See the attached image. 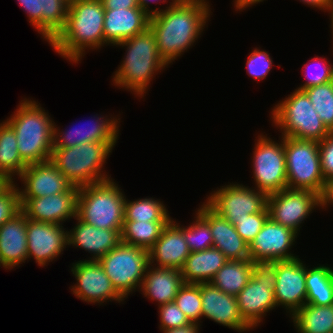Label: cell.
<instances>
[{
  "label": "cell",
  "instance_id": "25",
  "mask_svg": "<svg viewBox=\"0 0 333 333\" xmlns=\"http://www.w3.org/2000/svg\"><path fill=\"white\" fill-rule=\"evenodd\" d=\"M27 218L20 211L0 226V266L13 269L28 261Z\"/></svg>",
  "mask_w": 333,
  "mask_h": 333
},
{
  "label": "cell",
  "instance_id": "15",
  "mask_svg": "<svg viewBox=\"0 0 333 333\" xmlns=\"http://www.w3.org/2000/svg\"><path fill=\"white\" fill-rule=\"evenodd\" d=\"M300 258L276 261V306H283L290 317L306 304V265Z\"/></svg>",
  "mask_w": 333,
  "mask_h": 333
},
{
  "label": "cell",
  "instance_id": "26",
  "mask_svg": "<svg viewBox=\"0 0 333 333\" xmlns=\"http://www.w3.org/2000/svg\"><path fill=\"white\" fill-rule=\"evenodd\" d=\"M150 15L142 8L105 10V45L116 46L149 27Z\"/></svg>",
  "mask_w": 333,
  "mask_h": 333
},
{
  "label": "cell",
  "instance_id": "2",
  "mask_svg": "<svg viewBox=\"0 0 333 333\" xmlns=\"http://www.w3.org/2000/svg\"><path fill=\"white\" fill-rule=\"evenodd\" d=\"M104 17L101 0H75L69 4L64 28L49 44L62 58L78 63L86 49L104 47Z\"/></svg>",
  "mask_w": 333,
  "mask_h": 333
},
{
  "label": "cell",
  "instance_id": "31",
  "mask_svg": "<svg viewBox=\"0 0 333 333\" xmlns=\"http://www.w3.org/2000/svg\"><path fill=\"white\" fill-rule=\"evenodd\" d=\"M291 319L299 333H333V305L317 306L306 303Z\"/></svg>",
  "mask_w": 333,
  "mask_h": 333
},
{
  "label": "cell",
  "instance_id": "48",
  "mask_svg": "<svg viewBox=\"0 0 333 333\" xmlns=\"http://www.w3.org/2000/svg\"><path fill=\"white\" fill-rule=\"evenodd\" d=\"M264 0H234L235 11H243L252 5H256Z\"/></svg>",
  "mask_w": 333,
  "mask_h": 333
},
{
  "label": "cell",
  "instance_id": "20",
  "mask_svg": "<svg viewBox=\"0 0 333 333\" xmlns=\"http://www.w3.org/2000/svg\"><path fill=\"white\" fill-rule=\"evenodd\" d=\"M198 286L203 318L211 319L238 332L252 330L240 315L236 296L224 293L210 282L198 283Z\"/></svg>",
  "mask_w": 333,
  "mask_h": 333
},
{
  "label": "cell",
  "instance_id": "40",
  "mask_svg": "<svg viewBox=\"0 0 333 333\" xmlns=\"http://www.w3.org/2000/svg\"><path fill=\"white\" fill-rule=\"evenodd\" d=\"M273 68V60L268 51L260 50L258 47L250 53L246 61L247 74L254 80H262L267 77Z\"/></svg>",
  "mask_w": 333,
  "mask_h": 333
},
{
  "label": "cell",
  "instance_id": "49",
  "mask_svg": "<svg viewBox=\"0 0 333 333\" xmlns=\"http://www.w3.org/2000/svg\"><path fill=\"white\" fill-rule=\"evenodd\" d=\"M139 1V4H140V7L148 14V15H150V16H153V15H155V14H157V13H160V12H162L164 9H159V8H154V9H150V3L152 2V1H159V0H138ZM150 2V3H149Z\"/></svg>",
  "mask_w": 333,
  "mask_h": 333
},
{
  "label": "cell",
  "instance_id": "45",
  "mask_svg": "<svg viewBox=\"0 0 333 333\" xmlns=\"http://www.w3.org/2000/svg\"><path fill=\"white\" fill-rule=\"evenodd\" d=\"M105 10L141 8L138 0H101Z\"/></svg>",
  "mask_w": 333,
  "mask_h": 333
},
{
  "label": "cell",
  "instance_id": "37",
  "mask_svg": "<svg viewBox=\"0 0 333 333\" xmlns=\"http://www.w3.org/2000/svg\"><path fill=\"white\" fill-rule=\"evenodd\" d=\"M174 302L191 323H201L202 306L198 284L184 283L174 298Z\"/></svg>",
  "mask_w": 333,
  "mask_h": 333
},
{
  "label": "cell",
  "instance_id": "29",
  "mask_svg": "<svg viewBox=\"0 0 333 333\" xmlns=\"http://www.w3.org/2000/svg\"><path fill=\"white\" fill-rule=\"evenodd\" d=\"M228 260L217 248H209L190 255L180 269L185 283H208Z\"/></svg>",
  "mask_w": 333,
  "mask_h": 333
},
{
  "label": "cell",
  "instance_id": "1",
  "mask_svg": "<svg viewBox=\"0 0 333 333\" xmlns=\"http://www.w3.org/2000/svg\"><path fill=\"white\" fill-rule=\"evenodd\" d=\"M169 3L162 12L150 16L149 22L158 51L168 65L201 37L212 13L207 0Z\"/></svg>",
  "mask_w": 333,
  "mask_h": 333
},
{
  "label": "cell",
  "instance_id": "3",
  "mask_svg": "<svg viewBox=\"0 0 333 333\" xmlns=\"http://www.w3.org/2000/svg\"><path fill=\"white\" fill-rule=\"evenodd\" d=\"M118 46L126 47V53L121 65L114 72L113 84L143 98L156 74L168 68L158 51L154 34L148 27L145 31L118 43L116 47Z\"/></svg>",
  "mask_w": 333,
  "mask_h": 333
},
{
  "label": "cell",
  "instance_id": "51",
  "mask_svg": "<svg viewBox=\"0 0 333 333\" xmlns=\"http://www.w3.org/2000/svg\"><path fill=\"white\" fill-rule=\"evenodd\" d=\"M322 201H323V209L327 208L329 204L333 205V181L328 184L327 192Z\"/></svg>",
  "mask_w": 333,
  "mask_h": 333
},
{
  "label": "cell",
  "instance_id": "21",
  "mask_svg": "<svg viewBox=\"0 0 333 333\" xmlns=\"http://www.w3.org/2000/svg\"><path fill=\"white\" fill-rule=\"evenodd\" d=\"M93 117V121L86 124L87 126L73 127L70 128L71 130L61 131L54 124L53 147H73L86 142H117L120 118H109L104 115L100 117L94 115Z\"/></svg>",
  "mask_w": 333,
  "mask_h": 333
},
{
  "label": "cell",
  "instance_id": "34",
  "mask_svg": "<svg viewBox=\"0 0 333 333\" xmlns=\"http://www.w3.org/2000/svg\"><path fill=\"white\" fill-rule=\"evenodd\" d=\"M169 221H124L121 242L149 250Z\"/></svg>",
  "mask_w": 333,
  "mask_h": 333
},
{
  "label": "cell",
  "instance_id": "11",
  "mask_svg": "<svg viewBox=\"0 0 333 333\" xmlns=\"http://www.w3.org/2000/svg\"><path fill=\"white\" fill-rule=\"evenodd\" d=\"M279 143L267 134L258 135L252 159L255 189L267 195L287 188L284 137Z\"/></svg>",
  "mask_w": 333,
  "mask_h": 333
},
{
  "label": "cell",
  "instance_id": "6",
  "mask_svg": "<svg viewBox=\"0 0 333 333\" xmlns=\"http://www.w3.org/2000/svg\"><path fill=\"white\" fill-rule=\"evenodd\" d=\"M113 178L79 187L77 217L97 228L122 232L126 196Z\"/></svg>",
  "mask_w": 333,
  "mask_h": 333
},
{
  "label": "cell",
  "instance_id": "17",
  "mask_svg": "<svg viewBox=\"0 0 333 333\" xmlns=\"http://www.w3.org/2000/svg\"><path fill=\"white\" fill-rule=\"evenodd\" d=\"M28 259H35L40 267L63 254L68 246V230L61 224L37 222L27 218Z\"/></svg>",
  "mask_w": 333,
  "mask_h": 333
},
{
  "label": "cell",
  "instance_id": "28",
  "mask_svg": "<svg viewBox=\"0 0 333 333\" xmlns=\"http://www.w3.org/2000/svg\"><path fill=\"white\" fill-rule=\"evenodd\" d=\"M184 283L179 269L149 265L139 292L161 306L173 302Z\"/></svg>",
  "mask_w": 333,
  "mask_h": 333
},
{
  "label": "cell",
  "instance_id": "50",
  "mask_svg": "<svg viewBox=\"0 0 333 333\" xmlns=\"http://www.w3.org/2000/svg\"><path fill=\"white\" fill-rule=\"evenodd\" d=\"M13 183L14 181L5 173L0 172V195H2Z\"/></svg>",
  "mask_w": 333,
  "mask_h": 333
},
{
  "label": "cell",
  "instance_id": "35",
  "mask_svg": "<svg viewBox=\"0 0 333 333\" xmlns=\"http://www.w3.org/2000/svg\"><path fill=\"white\" fill-rule=\"evenodd\" d=\"M172 218L160 199L152 198L125 199L124 221H170Z\"/></svg>",
  "mask_w": 333,
  "mask_h": 333
},
{
  "label": "cell",
  "instance_id": "38",
  "mask_svg": "<svg viewBox=\"0 0 333 333\" xmlns=\"http://www.w3.org/2000/svg\"><path fill=\"white\" fill-rule=\"evenodd\" d=\"M195 221L183 226V236L190 252H199L213 247V237L209 224L196 212Z\"/></svg>",
  "mask_w": 333,
  "mask_h": 333
},
{
  "label": "cell",
  "instance_id": "43",
  "mask_svg": "<svg viewBox=\"0 0 333 333\" xmlns=\"http://www.w3.org/2000/svg\"><path fill=\"white\" fill-rule=\"evenodd\" d=\"M14 182L0 195V226L21 211L18 185Z\"/></svg>",
  "mask_w": 333,
  "mask_h": 333
},
{
  "label": "cell",
  "instance_id": "27",
  "mask_svg": "<svg viewBox=\"0 0 333 333\" xmlns=\"http://www.w3.org/2000/svg\"><path fill=\"white\" fill-rule=\"evenodd\" d=\"M74 228L68 231V245L81 248L92 257L88 260L98 261L101 257L121 243L118 230L101 229L82 222L78 217Z\"/></svg>",
  "mask_w": 333,
  "mask_h": 333
},
{
  "label": "cell",
  "instance_id": "19",
  "mask_svg": "<svg viewBox=\"0 0 333 333\" xmlns=\"http://www.w3.org/2000/svg\"><path fill=\"white\" fill-rule=\"evenodd\" d=\"M17 178L22 181L24 187H18L20 198H41L64 193L74 186L51 160L27 165Z\"/></svg>",
  "mask_w": 333,
  "mask_h": 333
},
{
  "label": "cell",
  "instance_id": "14",
  "mask_svg": "<svg viewBox=\"0 0 333 333\" xmlns=\"http://www.w3.org/2000/svg\"><path fill=\"white\" fill-rule=\"evenodd\" d=\"M72 266L71 272L76 284L69 289L80 300L100 305L111 300H115L116 303L125 300L115 290L99 261L83 259L73 263Z\"/></svg>",
  "mask_w": 333,
  "mask_h": 333
},
{
  "label": "cell",
  "instance_id": "23",
  "mask_svg": "<svg viewBox=\"0 0 333 333\" xmlns=\"http://www.w3.org/2000/svg\"><path fill=\"white\" fill-rule=\"evenodd\" d=\"M197 212L210 226L213 247L220 250L227 260H246L249 257V244L237 233L235 226L203 202Z\"/></svg>",
  "mask_w": 333,
  "mask_h": 333
},
{
  "label": "cell",
  "instance_id": "9",
  "mask_svg": "<svg viewBox=\"0 0 333 333\" xmlns=\"http://www.w3.org/2000/svg\"><path fill=\"white\" fill-rule=\"evenodd\" d=\"M252 277L236 296L243 320L253 329L275 309L276 261H253ZM265 314V315H264Z\"/></svg>",
  "mask_w": 333,
  "mask_h": 333
},
{
  "label": "cell",
  "instance_id": "33",
  "mask_svg": "<svg viewBox=\"0 0 333 333\" xmlns=\"http://www.w3.org/2000/svg\"><path fill=\"white\" fill-rule=\"evenodd\" d=\"M26 167L18 151L16 134L4 120L0 123V172L14 180L13 176L19 177Z\"/></svg>",
  "mask_w": 333,
  "mask_h": 333
},
{
  "label": "cell",
  "instance_id": "52",
  "mask_svg": "<svg viewBox=\"0 0 333 333\" xmlns=\"http://www.w3.org/2000/svg\"><path fill=\"white\" fill-rule=\"evenodd\" d=\"M328 12H329V14H330L329 17L331 18V22H330L331 25H330V26H331V28H332V30H331L332 32H331V33H332V36H333V0L331 1V5H330V8H329V11H328ZM332 39H333V38H332Z\"/></svg>",
  "mask_w": 333,
  "mask_h": 333
},
{
  "label": "cell",
  "instance_id": "18",
  "mask_svg": "<svg viewBox=\"0 0 333 333\" xmlns=\"http://www.w3.org/2000/svg\"><path fill=\"white\" fill-rule=\"evenodd\" d=\"M78 190L79 187L73 186L64 193L41 198H20L21 211L30 220L62 225L77 217Z\"/></svg>",
  "mask_w": 333,
  "mask_h": 333
},
{
  "label": "cell",
  "instance_id": "5",
  "mask_svg": "<svg viewBox=\"0 0 333 333\" xmlns=\"http://www.w3.org/2000/svg\"><path fill=\"white\" fill-rule=\"evenodd\" d=\"M117 142H86L73 147H53L51 161L74 186L111 179L102 169Z\"/></svg>",
  "mask_w": 333,
  "mask_h": 333
},
{
  "label": "cell",
  "instance_id": "12",
  "mask_svg": "<svg viewBox=\"0 0 333 333\" xmlns=\"http://www.w3.org/2000/svg\"><path fill=\"white\" fill-rule=\"evenodd\" d=\"M206 203L232 225L250 214L268 211V195L237 182L224 185L206 197Z\"/></svg>",
  "mask_w": 333,
  "mask_h": 333
},
{
  "label": "cell",
  "instance_id": "46",
  "mask_svg": "<svg viewBox=\"0 0 333 333\" xmlns=\"http://www.w3.org/2000/svg\"><path fill=\"white\" fill-rule=\"evenodd\" d=\"M201 324L191 323L184 327L164 330L163 333H199Z\"/></svg>",
  "mask_w": 333,
  "mask_h": 333
},
{
  "label": "cell",
  "instance_id": "24",
  "mask_svg": "<svg viewBox=\"0 0 333 333\" xmlns=\"http://www.w3.org/2000/svg\"><path fill=\"white\" fill-rule=\"evenodd\" d=\"M148 254L151 266L171 267L180 270L190 255V250L183 236L182 225H179L172 218L162 230L160 237L148 250Z\"/></svg>",
  "mask_w": 333,
  "mask_h": 333
},
{
  "label": "cell",
  "instance_id": "44",
  "mask_svg": "<svg viewBox=\"0 0 333 333\" xmlns=\"http://www.w3.org/2000/svg\"><path fill=\"white\" fill-rule=\"evenodd\" d=\"M321 172L325 181L329 184L333 181V131L318 142Z\"/></svg>",
  "mask_w": 333,
  "mask_h": 333
},
{
  "label": "cell",
  "instance_id": "4",
  "mask_svg": "<svg viewBox=\"0 0 333 333\" xmlns=\"http://www.w3.org/2000/svg\"><path fill=\"white\" fill-rule=\"evenodd\" d=\"M34 100H21L14 114L5 120L16 134L22 160L35 164L51 159L55 122Z\"/></svg>",
  "mask_w": 333,
  "mask_h": 333
},
{
  "label": "cell",
  "instance_id": "8",
  "mask_svg": "<svg viewBox=\"0 0 333 333\" xmlns=\"http://www.w3.org/2000/svg\"><path fill=\"white\" fill-rule=\"evenodd\" d=\"M287 188L309 190L324 198L328 183L321 172L317 141L284 137Z\"/></svg>",
  "mask_w": 333,
  "mask_h": 333
},
{
  "label": "cell",
  "instance_id": "7",
  "mask_svg": "<svg viewBox=\"0 0 333 333\" xmlns=\"http://www.w3.org/2000/svg\"><path fill=\"white\" fill-rule=\"evenodd\" d=\"M270 119L282 137L320 142L330 133L303 90L295 89L280 100L273 107Z\"/></svg>",
  "mask_w": 333,
  "mask_h": 333
},
{
  "label": "cell",
  "instance_id": "42",
  "mask_svg": "<svg viewBox=\"0 0 333 333\" xmlns=\"http://www.w3.org/2000/svg\"><path fill=\"white\" fill-rule=\"evenodd\" d=\"M160 317V330H169L178 327H184L191 324L189 319L183 313V311L175 304V302H169L167 304L158 306Z\"/></svg>",
  "mask_w": 333,
  "mask_h": 333
},
{
  "label": "cell",
  "instance_id": "41",
  "mask_svg": "<svg viewBox=\"0 0 333 333\" xmlns=\"http://www.w3.org/2000/svg\"><path fill=\"white\" fill-rule=\"evenodd\" d=\"M269 218L268 211L250 214L247 217L238 220L234 225L237 233L248 244L256 237L262 229L264 223Z\"/></svg>",
  "mask_w": 333,
  "mask_h": 333
},
{
  "label": "cell",
  "instance_id": "22",
  "mask_svg": "<svg viewBox=\"0 0 333 333\" xmlns=\"http://www.w3.org/2000/svg\"><path fill=\"white\" fill-rule=\"evenodd\" d=\"M30 24L51 42L64 28L69 4L64 0H17Z\"/></svg>",
  "mask_w": 333,
  "mask_h": 333
},
{
  "label": "cell",
  "instance_id": "53",
  "mask_svg": "<svg viewBox=\"0 0 333 333\" xmlns=\"http://www.w3.org/2000/svg\"><path fill=\"white\" fill-rule=\"evenodd\" d=\"M172 3H189V2H192V1H195V0H171ZM161 2H167V0H163Z\"/></svg>",
  "mask_w": 333,
  "mask_h": 333
},
{
  "label": "cell",
  "instance_id": "16",
  "mask_svg": "<svg viewBox=\"0 0 333 333\" xmlns=\"http://www.w3.org/2000/svg\"><path fill=\"white\" fill-rule=\"evenodd\" d=\"M297 236L298 234L293 230L268 218L249 244L250 260L252 262L283 261L299 257L290 251Z\"/></svg>",
  "mask_w": 333,
  "mask_h": 333
},
{
  "label": "cell",
  "instance_id": "13",
  "mask_svg": "<svg viewBox=\"0 0 333 333\" xmlns=\"http://www.w3.org/2000/svg\"><path fill=\"white\" fill-rule=\"evenodd\" d=\"M323 209L322 198L309 190L285 188L268 195L267 209L269 218L297 234L301 223L309 217L314 209Z\"/></svg>",
  "mask_w": 333,
  "mask_h": 333
},
{
  "label": "cell",
  "instance_id": "47",
  "mask_svg": "<svg viewBox=\"0 0 333 333\" xmlns=\"http://www.w3.org/2000/svg\"><path fill=\"white\" fill-rule=\"evenodd\" d=\"M332 0H300L304 4H307L313 8H318L320 10H324L325 12L329 11Z\"/></svg>",
  "mask_w": 333,
  "mask_h": 333
},
{
  "label": "cell",
  "instance_id": "39",
  "mask_svg": "<svg viewBox=\"0 0 333 333\" xmlns=\"http://www.w3.org/2000/svg\"><path fill=\"white\" fill-rule=\"evenodd\" d=\"M310 62L312 65L309 62H307L306 64L303 65L304 66L303 68L307 69L305 71L306 73L304 72L305 80L306 79L307 80L305 81V83H303V85L301 84L297 88L298 90H304L308 87L317 86V85L324 84V83H327V82H330L333 80V64H331L327 59H325V57L323 58V57L316 56L315 58H312V60H310ZM313 64L319 65L320 69L316 73L312 72L310 74L308 69L310 70V67L313 66ZM307 71L309 74L307 73Z\"/></svg>",
  "mask_w": 333,
  "mask_h": 333
},
{
  "label": "cell",
  "instance_id": "10",
  "mask_svg": "<svg viewBox=\"0 0 333 333\" xmlns=\"http://www.w3.org/2000/svg\"><path fill=\"white\" fill-rule=\"evenodd\" d=\"M98 261L115 290L124 299L139 291L150 265L148 250L123 242Z\"/></svg>",
  "mask_w": 333,
  "mask_h": 333
},
{
  "label": "cell",
  "instance_id": "54",
  "mask_svg": "<svg viewBox=\"0 0 333 333\" xmlns=\"http://www.w3.org/2000/svg\"><path fill=\"white\" fill-rule=\"evenodd\" d=\"M65 2H67L68 4L73 3L75 0H64Z\"/></svg>",
  "mask_w": 333,
  "mask_h": 333
},
{
  "label": "cell",
  "instance_id": "36",
  "mask_svg": "<svg viewBox=\"0 0 333 333\" xmlns=\"http://www.w3.org/2000/svg\"><path fill=\"white\" fill-rule=\"evenodd\" d=\"M329 131H333V80L303 90Z\"/></svg>",
  "mask_w": 333,
  "mask_h": 333
},
{
  "label": "cell",
  "instance_id": "32",
  "mask_svg": "<svg viewBox=\"0 0 333 333\" xmlns=\"http://www.w3.org/2000/svg\"><path fill=\"white\" fill-rule=\"evenodd\" d=\"M306 303L317 306L333 305V268L319 265L306 268Z\"/></svg>",
  "mask_w": 333,
  "mask_h": 333
},
{
  "label": "cell",
  "instance_id": "30",
  "mask_svg": "<svg viewBox=\"0 0 333 333\" xmlns=\"http://www.w3.org/2000/svg\"><path fill=\"white\" fill-rule=\"evenodd\" d=\"M253 262L228 260L214 275L210 283L226 294L237 296L252 277Z\"/></svg>",
  "mask_w": 333,
  "mask_h": 333
}]
</instances>
